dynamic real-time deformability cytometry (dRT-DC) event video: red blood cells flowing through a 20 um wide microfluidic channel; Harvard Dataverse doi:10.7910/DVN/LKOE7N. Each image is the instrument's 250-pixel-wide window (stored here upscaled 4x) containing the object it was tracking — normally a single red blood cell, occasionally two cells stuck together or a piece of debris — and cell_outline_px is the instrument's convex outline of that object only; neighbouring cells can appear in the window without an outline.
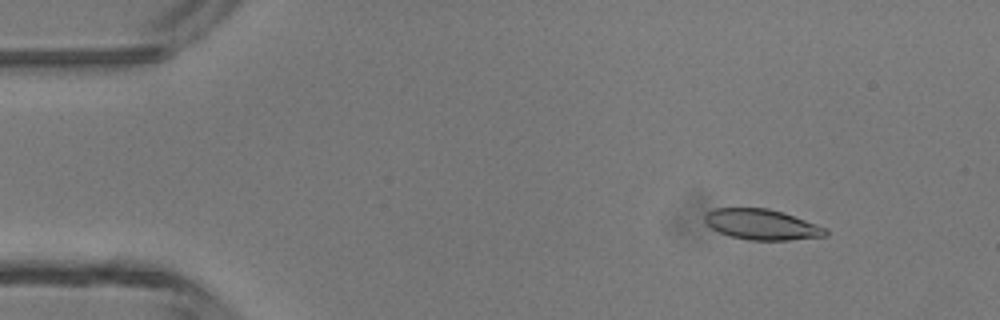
{"species": "common noctule bat (a hibernating species)", "species_latin": "Nyctalus noctula", "temperature_condition": "room temperature", "stored_images_in_passage": 4, "camera_frame_rate_fps": 3000, "um_per_image_px": 0.085, "animal": {"sex": "male", "body_mass_g": 13.3}, "frame": {"image": 1, "passage_image": 2, "time_ms": 1.0, "image_size_px": [1000, 320], "cell_outline_px": [[828, 232], [824, 236], [788, 240], [748, 240], [732, 236], [720, 232], [712, 228], [704, 220], [704, 216], [708, 212], [716, 208], [768, 208], [784, 212], [828, 228]], "centroid_in_image_um": [64.79, 19.07], "position_along_channel_um": 20.2, "area_um2": 21.39}}